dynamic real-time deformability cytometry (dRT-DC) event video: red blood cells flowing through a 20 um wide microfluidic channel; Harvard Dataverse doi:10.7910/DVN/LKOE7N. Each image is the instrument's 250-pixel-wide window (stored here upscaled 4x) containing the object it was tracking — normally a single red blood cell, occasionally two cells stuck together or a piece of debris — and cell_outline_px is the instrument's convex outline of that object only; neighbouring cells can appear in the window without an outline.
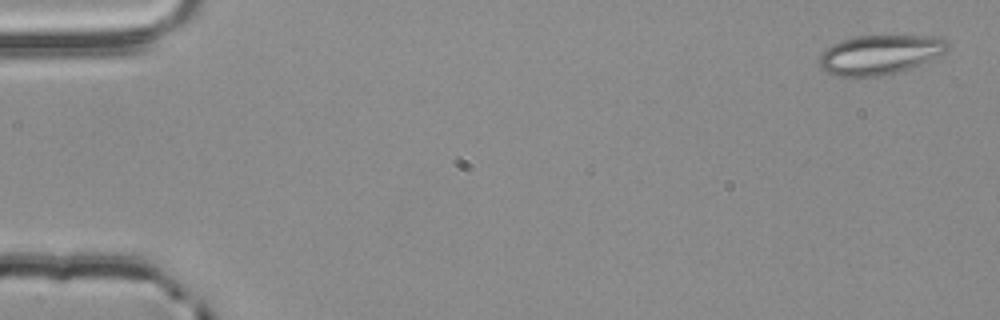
{"species": "common noctule bat (a hibernating species)", "species_latin": "Nyctalus noctula", "temperature_condition": "room temperature", "stored_images_in_passage": 53, "camera_frame_rate_fps": 3000, "um_per_image_px": 0.085, "animal": {"sex": "male", "body_mass_g": 20.4}, "frame": {"image": 1, "passage_image": 1, "time_ms": 0.0, "image_size_px": [1000, 320], "cell_outline_px": [[948, 48], [944, 52], [904, 72], [880, 76], [836, 76], [824, 72], [820, 68], [820, 56], [832, 44], [840, 40], [856, 36], [940, 36], [948, 44]], "centroid_in_image_um": [74.77, 4.66], "position_along_channel_um": 10.2, "area_um2": 29.48}}
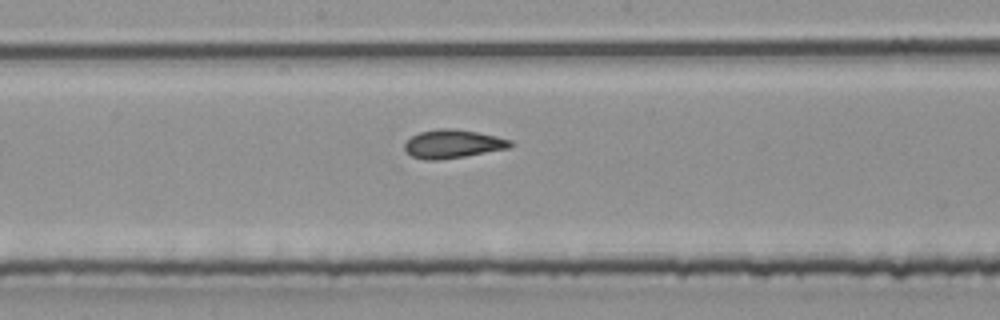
{"frame": {"image": 2, "passage_image": 28, "time_ms": 9.0, "image_size_px": [1000, 320], "cell_outline_px": [[512, 148], [464, 156], [436, 160], [424, 160], [412, 156], [404, 148], [404, 144], [412, 136], [420, 132], [440, 128], [456, 128], [496, 136], [512, 140]], "centroid_in_image_um": [38.51, 12.23], "position_along_channel_um": 209.7, "area_um2": 17.51}}
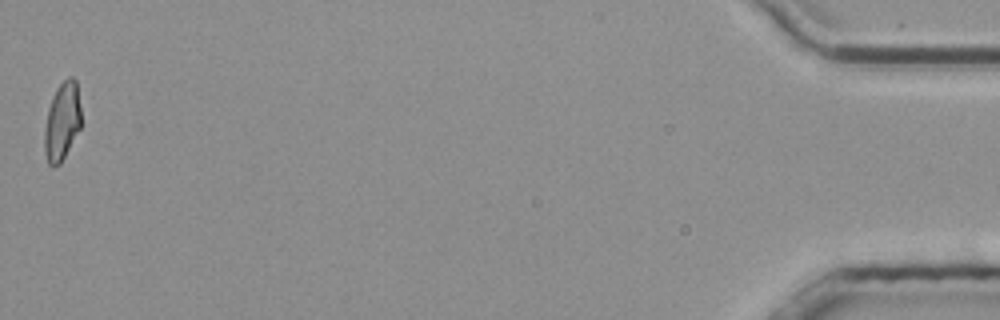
{"frame": {"image": 3, "passage_image": 53, "time_ms": 17.333, "image_size_px": [1000, 320], "cell_outline_px": [[80, 128], [60, 164], [48, 164], [44, 152], [44, 132], [48, 108], [52, 96], [56, 88], [68, 76], [72, 76], [76, 80], [80, 108]], "centroid_in_image_um": [5.26, 10.29], "position_along_channel_um": 429.9, "area_um2": 16.53}, "authors_computed_cell_mechanics": {"area_um2": 17.7446, "velocity_mm_per_s": 3.8548, "shape_relaxation_time_tau1_ms": null, "shape_relaxation_time_tau2_ms": 1.3778, "deformation_change_tau1": null, "deformation_change_tau2": 0.0811}}